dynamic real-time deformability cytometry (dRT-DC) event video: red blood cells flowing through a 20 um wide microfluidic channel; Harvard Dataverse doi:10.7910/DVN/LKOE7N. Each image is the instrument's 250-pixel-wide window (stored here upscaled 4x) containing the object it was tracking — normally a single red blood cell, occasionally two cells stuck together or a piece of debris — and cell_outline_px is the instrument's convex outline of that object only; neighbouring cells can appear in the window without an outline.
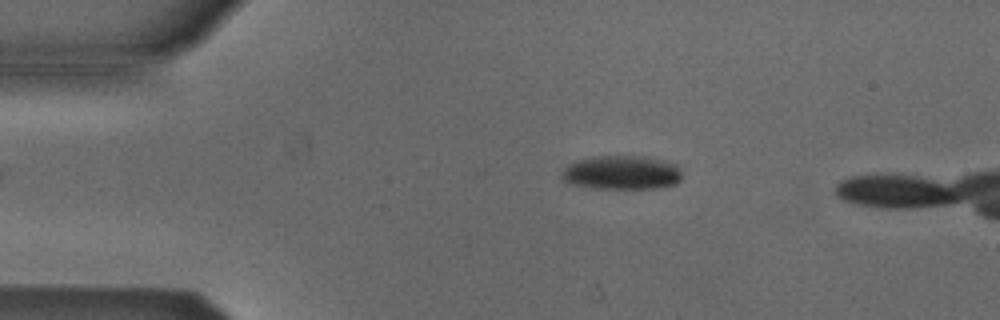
{"species": "Egyptian fruit bat (a non-hibernating species)", "species_latin": "Rousettus aegyptiacus", "temperature_condition": "cold", "stored_images_in_passage": 5, "camera_frame_rate_fps": 3000, "um_per_image_px": 0.085, "animal": {"sex": "male"}, "frame": {"image": 1, "passage_image": 2, "time_ms": 0.333, "image_size_px": [1000, 320], "cell_outline_px": [[680, 180], [676, 184], [656, 188], [596, 188], [568, 184], [560, 176], [560, 172], [568, 164], [580, 160], [596, 156], [644, 156], [676, 164], [680, 172]], "centroid_in_image_um": [52.8, 14.67], "position_along_channel_um": 32.2, "area_um2": 23.7}}